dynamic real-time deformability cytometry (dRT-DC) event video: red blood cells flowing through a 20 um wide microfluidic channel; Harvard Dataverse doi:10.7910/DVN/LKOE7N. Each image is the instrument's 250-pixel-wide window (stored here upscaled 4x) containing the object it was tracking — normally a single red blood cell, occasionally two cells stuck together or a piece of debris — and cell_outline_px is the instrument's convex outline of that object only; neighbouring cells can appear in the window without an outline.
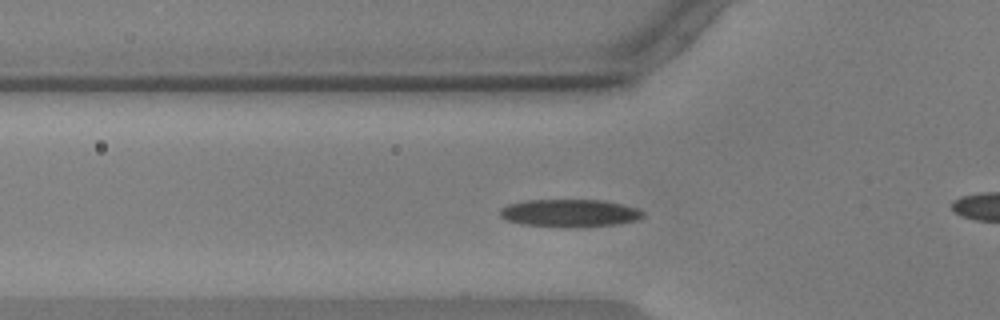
{"species": "common noctule bat (a hibernating species)", "species_latin": "Nyctalus noctula", "temperature_condition": "warm", "stored_images_in_passage": 52, "camera_frame_rate_fps": 3000, "um_per_image_px": 0.085, "animal": {"sex": "male", "body_mass_g": 17.9, "forearm_length_mm": 54.2}, "frame": {"image": 1, "passage_image": 14, "time_ms": 4.333, "image_size_px": [1000, 320], "cell_outline_px": [[644, 216], [636, 220], [616, 224], [580, 228], [576, 228], [524, 224], [508, 220], [500, 216], [500, 208], [508, 204], [524, 200], [604, 200], [624, 204], [636, 208], [644, 212]], "centroid_in_image_um": [48.45, 18.11], "position_along_channel_um": 77.4, "area_um2": 23.18}}
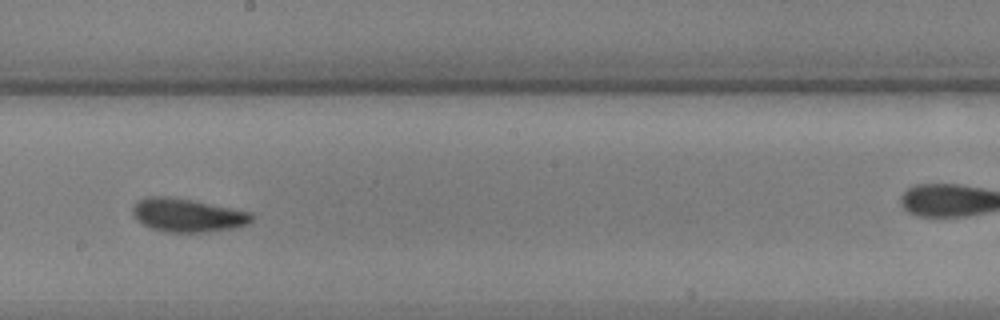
{"frame": {"image": 2, "passage_image": 27, "time_ms": 8.667, "image_size_px": [1000, 320], "cell_outline_px": [[252, 220], [248, 224], [232, 228], [204, 232], [168, 232], [152, 228], [136, 220], [132, 212], [132, 208], [140, 200], [148, 196], [168, 196], [192, 200], [252, 212]], "centroid_in_image_um": [15.93, 18.29], "position_along_channel_um": 232.3, "area_um2": 22.95}}
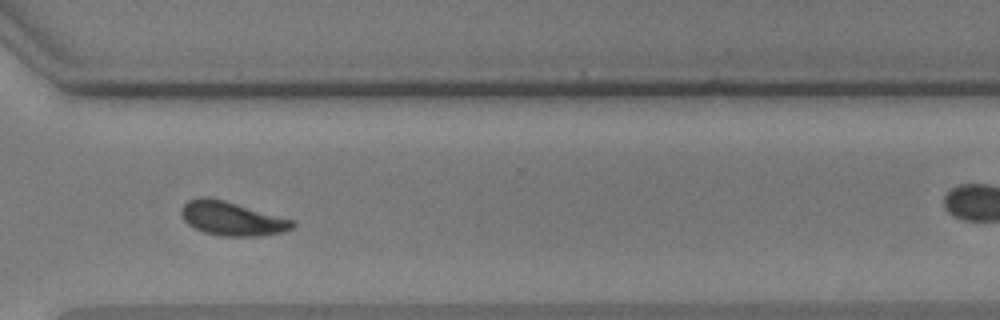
{"frame": {"image": 3, "passage_image": 37, "time_ms": 12.0, "image_size_px": [1000, 320], "cell_outline_px": [[296, 228], [284, 232], [260, 236], [220, 236], [204, 232], [192, 228], [184, 220], [180, 212], [180, 208], [188, 200], [200, 196], [208, 196], [224, 200], [296, 220]], "centroid_in_image_um": [19.74, 18.58], "position_along_channel_um": 350.9, "area_um2": 22.48}, "authors_computed_cell_mechanics": {"area_um2": 21.8484, "velocity_mm_per_s": 3.5654, "shape_relaxation_time_tau1_ms": 4.2275, "shape_relaxation_time_tau2_ms": 3.8047, "deformation_change_tau1": 0.1686, "deformation_change_tau2": 0.1095}}